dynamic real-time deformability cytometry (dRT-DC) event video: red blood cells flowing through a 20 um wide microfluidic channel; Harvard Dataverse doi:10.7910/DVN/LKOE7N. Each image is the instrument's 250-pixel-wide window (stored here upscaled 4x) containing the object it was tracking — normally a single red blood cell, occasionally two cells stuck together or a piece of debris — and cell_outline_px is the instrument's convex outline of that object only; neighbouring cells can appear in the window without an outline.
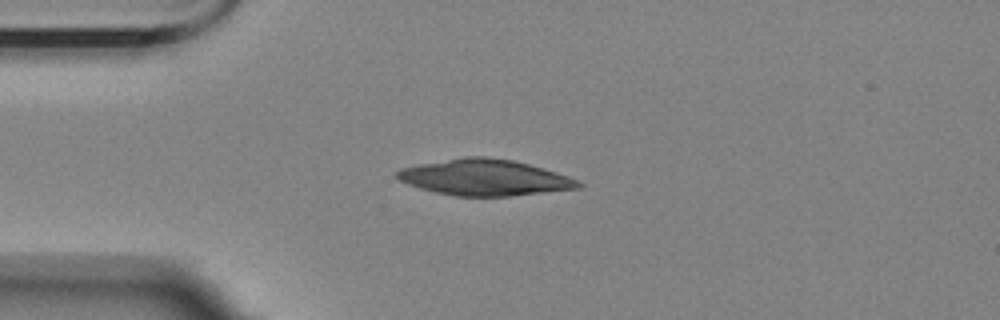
{"species": "Egyptian fruit bat (a non-hibernating species)", "species_latin": "Rousettus aegyptiacus", "temperature_condition": "room temperature", "stored_images_in_passage": 3, "camera_frame_rate_fps": 3000, "um_per_image_px": 0.085, "animal": {"sex": "female"}, "frame": {"image": 1, "passage_image": 1, "time_ms": 0.0, "image_size_px": [1000, 320], "cell_outline_px": [[584, 184], [580, 188], [508, 196], [456, 196], [436, 192], [420, 188], [408, 184], [400, 180], [396, 176], [396, 172], [400, 168], [420, 164], [464, 156], [484, 156], [512, 160], [528, 164], [576, 180]], "centroid_in_image_um": [41.14, 15.08], "position_along_channel_um": 43.9, "area_um2": 37.51}}